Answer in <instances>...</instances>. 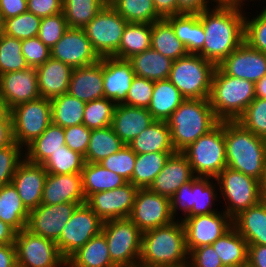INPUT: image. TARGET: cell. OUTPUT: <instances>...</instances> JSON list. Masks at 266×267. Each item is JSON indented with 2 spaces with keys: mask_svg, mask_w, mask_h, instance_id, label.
Listing matches in <instances>:
<instances>
[{
  "mask_svg": "<svg viewBox=\"0 0 266 267\" xmlns=\"http://www.w3.org/2000/svg\"><path fill=\"white\" fill-rule=\"evenodd\" d=\"M244 5L213 3V8L199 14L205 34L200 56L218 66L244 42Z\"/></svg>",
  "mask_w": 266,
  "mask_h": 267,
  "instance_id": "cell-1",
  "label": "cell"
},
{
  "mask_svg": "<svg viewBox=\"0 0 266 267\" xmlns=\"http://www.w3.org/2000/svg\"><path fill=\"white\" fill-rule=\"evenodd\" d=\"M189 252L181 220L143 232L138 267L187 266Z\"/></svg>",
  "mask_w": 266,
  "mask_h": 267,
  "instance_id": "cell-2",
  "label": "cell"
},
{
  "mask_svg": "<svg viewBox=\"0 0 266 267\" xmlns=\"http://www.w3.org/2000/svg\"><path fill=\"white\" fill-rule=\"evenodd\" d=\"M227 166L260 180L266 157V139L237 121H224Z\"/></svg>",
  "mask_w": 266,
  "mask_h": 267,
  "instance_id": "cell-3",
  "label": "cell"
},
{
  "mask_svg": "<svg viewBox=\"0 0 266 267\" xmlns=\"http://www.w3.org/2000/svg\"><path fill=\"white\" fill-rule=\"evenodd\" d=\"M175 151H183L200 136L213 129L220 120L209 99H185L167 119Z\"/></svg>",
  "mask_w": 266,
  "mask_h": 267,
  "instance_id": "cell-4",
  "label": "cell"
},
{
  "mask_svg": "<svg viewBox=\"0 0 266 267\" xmlns=\"http://www.w3.org/2000/svg\"><path fill=\"white\" fill-rule=\"evenodd\" d=\"M255 97L253 82L227 75L216 66L209 101L220 121H236Z\"/></svg>",
  "mask_w": 266,
  "mask_h": 267,
  "instance_id": "cell-5",
  "label": "cell"
},
{
  "mask_svg": "<svg viewBox=\"0 0 266 267\" xmlns=\"http://www.w3.org/2000/svg\"><path fill=\"white\" fill-rule=\"evenodd\" d=\"M216 65L199 54L173 61L168 80L185 99H209Z\"/></svg>",
  "mask_w": 266,
  "mask_h": 267,
  "instance_id": "cell-6",
  "label": "cell"
},
{
  "mask_svg": "<svg viewBox=\"0 0 266 267\" xmlns=\"http://www.w3.org/2000/svg\"><path fill=\"white\" fill-rule=\"evenodd\" d=\"M182 152L186 155L195 176L215 179L227 166L224 121H220Z\"/></svg>",
  "mask_w": 266,
  "mask_h": 267,
  "instance_id": "cell-7",
  "label": "cell"
},
{
  "mask_svg": "<svg viewBox=\"0 0 266 267\" xmlns=\"http://www.w3.org/2000/svg\"><path fill=\"white\" fill-rule=\"evenodd\" d=\"M101 232L116 267L139 266L143 232L129 218L105 221Z\"/></svg>",
  "mask_w": 266,
  "mask_h": 267,
  "instance_id": "cell-8",
  "label": "cell"
},
{
  "mask_svg": "<svg viewBox=\"0 0 266 267\" xmlns=\"http://www.w3.org/2000/svg\"><path fill=\"white\" fill-rule=\"evenodd\" d=\"M226 204L224 211L233 219L262 200L259 180L226 166L215 178Z\"/></svg>",
  "mask_w": 266,
  "mask_h": 267,
  "instance_id": "cell-9",
  "label": "cell"
},
{
  "mask_svg": "<svg viewBox=\"0 0 266 267\" xmlns=\"http://www.w3.org/2000/svg\"><path fill=\"white\" fill-rule=\"evenodd\" d=\"M13 140L24 148L52 123L51 101L38 98L10 109Z\"/></svg>",
  "mask_w": 266,
  "mask_h": 267,
  "instance_id": "cell-10",
  "label": "cell"
},
{
  "mask_svg": "<svg viewBox=\"0 0 266 267\" xmlns=\"http://www.w3.org/2000/svg\"><path fill=\"white\" fill-rule=\"evenodd\" d=\"M214 181L215 183L210 177L195 176L191 181L182 185L170 198L174 220H177L176 216L179 214L177 210L183 212L184 218L218 212L213 208L215 200L218 199V191H215L216 180Z\"/></svg>",
  "mask_w": 266,
  "mask_h": 267,
  "instance_id": "cell-11",
  "label": "cell"
},
{
  "mask_svg": "<svg viewBox=\"0 0 266 267\" xmlns=\"http://www.w3.org/2000/svg\"><path fill=\"white\" fill-rule=\"evenodd\" d=\"M127 23L111 5H105L83 29L100 58L113 57Z\"/></svg>",
  "mask_w": 266,
  "mask_h": 267,
  "instance_id": "cell-12",
  "label": "cell"
},
{
  "mask_svg": "<svg viewBox=\"0 0 266 267\" xmlns=\"http://www.w3.org/2000/svg\"><path fill=\"white\" fill-rule=\"evenodd\" d=\"M17 267H66L53 240L22 229L15 237Z\"/></svg>",
  "mask_w": 266,
  "mask_h": 267,
  "instance_id": "cell-13",
  "label": "cell"
},
{
  "mask_svg": "<svg viewBox=\"0 0 266 267\" xmlns=\"http://www.w3.org/2000/svg\"><path fill=\"white\" fill-rule=\"evenodd\" d=\"M102 225L103 221L86 203L79 205L56 241L61 255L67 260L92 237L98 235L102 231Z\"/></svg>",
  "mask_w": 266,
  "mask_h": 267,
  "instance_id": "cell-14",
  "label": "cell"
},
{
  "mask_svg": "<svg viewBox=\"0 0 266 267\" xmlns=\"http://www.w3.org/2000/svg\"><path fill=\"white\" fill-rule=\"evenodd\" d=\"M185 230L186 247L190 253L194 248L212 245L227 232L232 225V218L223 211L196 215L180 219Z\"/></svg>",
  "mask_w": 266,
  "mask_h": 267,
  "instance_id": "cell-15",
  "label": "cell"
},
{
  "mask_svg": "<svg viewBox=\"0 0 266 267\" xmlns=\"http://www.w3.org/2000/svg\"><path fill=\"white\" fill-rule=\"evenodd\" d=\"M129 219L142 232L168 225L174 221L170 199L148 188L139 189Z\"/></svg>",
  "mask_w": 266,
  "mask_h": 267,
  "instance_id": "cell-16",
  "label": "cell"
},
{
  "mask_svg": "<svg viewBox=\"0 0 266 267\" xmlns=\"http://www.w3.org/2000/svg\"><path fill=\"white\" fill-rule=\"evenodd\" d=\"M86 202L40 204L29 212L26 229L31 233L56 242L75 209Z\"/></svg>",
  "mask_w": 266,
  "mask_h": 267,
  "instance_id": "cell-17",
  "label": "cell"
},
{
  "mask_svg": "<svg viewBox=\"0 0 266 267\" xmlns=\"http://www.w3.org/2000/svg\"><path fill=\"white\" fill-rule=\"evenodd\" d=\"M138 190L128 182L122 187L92 194L86 204L103 222L129 218Z\"/></svg>",
  "mask_w": 266,
  "mask_h": 267,
  "instance_id": "cell-18",
  "label": "cell"
},
{
  "mask_svg": "<svg viewBox=\"0 0 266 267\" xmlns=\"http://www.w3.org/2000/svg\"><path fill=\"white\" fill-rule=\"evenodd\" d=\"M51 57L72 68L88 66L101 58L93 49L84 29L69 28L51 49Z\"/></svg>",
  "mask_w": 266,
  "mask_h": 267,
  "instance_id": "cell-19",
  "label": "cell"
},
{
  "mask_svg": "<svg viewBox=\"0 0 266 267\" xmlns=\"http://www.w3.org/2000/svg\"><path fill=\"white\" fill-rule=\"evenodd\" d=\"M218 67L227 75L256 84L266 75V54L250 47L244 41Z\"/></svg>",
  "mask_w": 266,
  "mask_h": 267,
  "instance_id": "cell-20",
  "label": "cell"
},
{
  "mask_svg": "<svg viewBox=\"0 0 266 267\" xmlns=\"http://www.w3.org/2000/svg\"><path fill=\"white\" fill-rule=\"evenodd\" d=\"M0 97L9 109L40 98L35 67L0 75Z\"/></svg>",
  "mask_w": 266,
  "mask_h": 267,
  "instance_id": "cell-21",
  "label": "cell"
},
{
  "mask_svg": "<svg viewBox=\"0 0 266 267\" xmlns=\"http://www.w3.org/2000/svg\"><path fill=\"white\" fill-rule=\"evenodd\" d=\"M46 178L47 171L42 164L24 158L18 165L12 183L29 212L41 204Z\"/></svg>",
  "mask_w": 266,
  "mask_h": 267,
  "instance_id": "cell-22",
  "label": "cell"
},
{
  "mask_svg": "<svg viewBox=\"0 0 266 267\" xmlns=\"http://www.w3.org/2000/svg\"><path fill=\"white\" fill-rule=\"evenodd\" d=\"M194 177L186 155L181 151H176L170 155L148 189L170 199L182 185Z\"/></svg>",
  "mask_w": 266,
  "mask_h": 267,
  "instance_id": "cell-23",
  "label": "cell"
},
{
  "mask_svg": "<svg viewBox=\"0 0 266 267\" xmlns=\"http://www.w3.org/2000/svg\"><path fill=\"white\" fill-rule=\"evenodd\" d=\"M104 98L122 104L131 87L135 73L128 59L102 57Z\"/></svg>",
  "mask_w": 266,
  "mask_h": 267,
  "instance_id": "cell-24",
  "label": "cell"
},
{
  "mask_svg": "<svg viewBox=\"0 0 266 267\" xmlns=\"http://www.w3.org/2000/svg\"><path fill=\"white\" fill-rule=\"evenodd\" d=\"M65 202H86L82 190V174L47 173L41 204L54 205Z\"/></svg>",
  "mask_w": 266,
  "mask_h": 267,
  "instance_id": "cell-25",
  "label": "cell"
},
{
  "mask_svg": "<svg viewBox=\"0 0 266 267\" xmlns=\"http://www.w3.org/2000/svg\"><path fill=\"white\" fill-rule=\"evenodd\" d=\"M67 93L85 103L104 98L103 60L73 68Z\"/></svg>",
  "mask_w": 266,
  "mask_h": 267,
  "instance_id": "cell-26",
  "label": "cell"
},
{
  "mask_svg": "<svg viewBox=\"0 0 266 267\" xmlns=\"http://www.w3.org/2000/svg\"><path fill=\"white\" fill-rule=\"evenodd\" d=\"M154 121L147 108L116 104L111 126L123 143L128 145Z\"/></svg>",
  "mask_w": 266,
  "mask_h": 267,
  "instance_id": "cell-27",
  "label": "cell"
},
{
  "mask_svg": "<svg viewBox=\"0 0 266 267\" xmlns=\"http://www.w3.org/2000/svg\"><path fill=\"white\" fill-rule=\"evenodd\" d=\"M36 70L40 97L51 100L68 92L73 71L71 66L50 57Z\"/></svg>",
  "mask_w": 266,
  "mask_h": 267,
  "instance_id": "cell-28",
  "label": "cell"
},
{
  "mask_svg": "<svg viewBox=\"0 0 266 267\" xmlns=\"http://www.w3.org/2000/svg\"><path fill=\"white\" fill-rule=\"evenodd\" d=\"M232 225L248 245H266V206L262 200L235 216Z\"/></svg>",
  "mask_w": 266,
  "mask_h": 267,
  "instance_id": "cell-29",
  "label": "cell"
},
{
  "mask_svg": "<svg viewBox=\"0 0 266 267\" xmlns=\"http://www.w3.org/2000/svg\"><path fill=\"white\" fill-rule=\"evenodd\" d=\"M188 54H198L204 46L205 34L199 14H180L165 18Z\"/></svg>",
  "mask_w": 266,
  "mask_h": 267,
  "instance_id": "cell-30",
  "label": "cell"
},
{
  "mask_svg": "<svg viewBox=\"0 0 266 267\" xmlns=\"http://www.w3.org/2000/svg\"><path fill=\"white\" fill-rule=\"evenodd\" d=\"M128 146L136 154L150 152H176L171 141L170 129L166 121L155 120L134 138Z\"/></svg>",
  "mask_w": 266,
  "mask_h": 267,
  "instance_id": "cell-31",
  "label": "cell"
},
{
  "mask_svg": "<svg viewBox=\"0 0 266 267\" xmlns=\"http://www.w3.org/2000/svg\"><path fill=\"white\" fill-rule=\"evenodd\" d=\"M66 267H116L108 250L105 235L100 232L67 260Z\"/></svg>",
  "mask_w": 266,
  "mask_h": 267,
  "instance_id": "cell-32",
  "label": "cell"
},
{
  "mask_svg": "<svg viewBox=\"0 0 266 267\" xmlns=\"http://www.w3.org/2000/svg\"><path fill=\"white\" fill-rule=\"evenodd\" d=\"M185 98L168 80L154 81L152 99L147 108L157 121H167L171 114L182 104Z\"/></svg>",
  "mask_w": 266,
  "mask_h": 267,
  "instance_id": "cell-33",
  "label": "cell"
},
{
  "mask_svg": "<svg viewBox=\"0 0 266 267\" xmlns=\"http://www.w3.org/2000/svg\"><path fill=\"white\" fill-rule=\"evenodd\" d=\"M82 190L86 200L94 193L122 187L128 181L99 163L85 162L82 170Z\"/></svg>",
  "mask_w": 266,
  "mask_h": 267,
  "instance_id": "cell-34",
  "label": "cell"
},
{
  "mask_svg": "<svg viewBox=\"0 0 266 267\" xmlns=\"http://www.w3.org/2000/svg\"><path fill=\"white\" fill-rule=\"evenodd\" d=\"M212 246L224 267L247 266L248 243L233 226Z\"/></svg>",
  "mask_w": 266,
  "mask_h": 267,
  "instance_id": "cell-35",
  "label": "cell"
},
{
  "mask_svg": "<svg viewBox=\"0 0 266 267\" xmlns=\"http://www.w3.org/2000/svg\"><path fill=\"white\" fill-rule=\"evenodd\" d=\"M64 145V128L52 122L39 137L25 147V158L32 163L43 164Z\"/></svg>",
  "mask_w": 266,
  "mask_h": 267,
  "instance_id": "cell-36",
  "label": "cell"
},
{
  "mask_svg": "<svg viewBox=\"0 0 266 267\" xmlns=\"http://www.w3.org/2000/svg\"><path fill=\"white\" fill-rule=\"evenodd\" d=\"M128 60L132 64L135 76L152 81L168 79L173 64V60L152 48L135 54Z\"/></svg>",
  "mask_w": 266,
  "mask_h": 267,
  "instance_id": "cell-37",
  "label": "cell"
},
{
  "mask_svg": "<svg viewBox=\"0 0 266 267\" xmlns=\"http://www.w3.org/2000/svg\"><path fill=\"white\" fill-rule=\"evenodd\" d=\"M29 211L23 205L13 183L0 187V219L16 232L26 228Z\"/></svg>",
  "mask_w": 266,
  "mask_h": 267,
  "instance_id": "cell-38",
  "label": "cell"
},
{
  "mask_svg": "<svg viewBox=\"0 0 266 267\" xmlns=\"http://www.w3.org/2000/svg\"><path fill=\"white\" fill-rule=\"evenodd\" d=\"M151 48L173 61L188 54L165 18L152 23Z\"/></svg>",
  "mask_w": 266,
  "mask_h": 267,
  "instance_id": "cell-39",
  "label": "cell"
},
{
  "mask_svg": "<svg viewBox=\"0 0 266 267\" xmlns=\"http://www.w3.org/2000/svg\"><path fill=\"white\" fill-rule=\"evenodd\" d=\"M124 145L112 126L92 129L84 160L87 163H99L118 152Z\"/></svg>",
  "mask_w": 266,
  "mask_h": 267,
  "instance_id": "cell-40",
  "label": "cell"
},
{
  "mask_svg": "<svg viewBox=\"0 0 266 267\" xmlns=\"http://www.w3.org/2000/svg\"><path fill=\"white\" fill-rule=\"evenodd\" d=\"M174 152H150L136 154L132 178L129 181L139 189L149 188Z\"/></svg>",
  "mask_w": 266,
  "mask_h": 267,
  "instance_id": "cell-41",
  "label": "cell"
},
{
  "mask_svg": "<svg viewBox=\"0 0 266 267\" xmlns=\"http://www.w3.org/2000/svg\"><path fill=\"white\" fill-rule=\"evenodd\" d=\"M152 24L127 23L118 51L113 57L130 59L151 48Z\"/></svg>",
  "mask_w": 266,
  "mask_h": 267,
  "instance_id": "cell-42",
  "label": "cell"
},
{
  "mask_svg": "<svg viewBox=\"0 0 266 267\" xmlns=\"http://www.w3.org/2000/svg\"><path fill=\"white\" fill-rule=\"evenodd\" d=\"M52 122L63 128L83 124L86 103L69 93H64L50 100Z\"/></svg>",
  "mask_w": 266,
  "mask_h": 267,
  "instance_id": "cell-43",
  "label": "cell"
},
{
  "mask_svg": "<svg viewBox=\"0 0 266 267\" xmlns=\"http://www.w3.org/2000/svg\"><path fill=\"white\" fill-rule=\"evenodd\" d=\"M128 23L152 24L162 18L153 0H117L111 5Z\"/></svg>",
  "mask_w": 266,
  "mask_h": 267,
  "instance_id": "cell-44",
  "label": "cell"
},
{
  "mask_svg": "<svg viewBox=\"0 0 266 267\" xmlns=\"http://www.w3.org/2000/svg\"><path fill=\"white\" fill-rule=\"evenodd\" d=\"M103 6L102 0H63V14L69 28L83 29Z\"/></svg>",
  "mask_w": 266,
  "mask_h": 267,
  "instance_id": "cell-45",
  "label": "cell"
},
{
  "mask_svg": "<svg viewBox=\"0 0 266 267\" xmlns=\"http://www.w3.org/2000/svg\"><path fill=\"white\" fill-rule=\"evenodd\" d=\"M84 164L83 155L64 145L60 150L52 153L42 165L50 174H71L82 173Z\"/></svg>",
  "mask_w": 266,
  "mask_h": 267,
  "instance_id": "cell-46",
  "label": "cell"
},
{
  "mask_svg": "<svg viewBox=\"0 0 266 267\" xmlns=\"http://www.w3.org/2000/svg\"><path fill=\"white\" fill-rule=\"evenodd\" d=\"M28 68L22 54V41L4 34L0 40V75Z\"/></svg>",
  "mask_w": 266,
  "mask_h": 267,
  "instance_id": "cell-47",
  "label": "cell"
},
{
  "mask_svg": "<svg viewBox=\"0 0 266 267\" xmlns=\"http://www.w3.org/2000/svg\"><path fill=\"white\" fill-rule=\"evenodd\" d=\"M115 107L116 104L107 98L87 102L83 124L91 130L111 126Z\"/></svg>",
  "mask_w": 266,
  "mask_h": 267,
  "instance_id": "cell-48",
  "label": "cell"
},
{
  "mask_svg": "<svg viewBox=\"0 0 266 267\" xmlns=\"http://www.w3.org/2000/svg\"><path fill=\"white\" fill-rule=\"evenodd\" d=\"M41 18L31 12H24L16 17L4 20V34L25 40L38 35Z\"/></svg>",
  "mask_w": 266,
  "mask_h": 267,
  "instance_id": "cell-49",
  "label": "cell"
},
{
  "mask_svg": "<svg viewBox=\"0 0 266 267\" xmlns=\"http://www.w3.org/2000/svg\"><path fill=\"white\" fill-rule=\"evenodd\" d=\"M236 121L245 129L266 139V99L255 97Z\"/></svg>",
  "mask_w": 266,
  "mask_h": 267,
  "instance_id": "cell-50",
  "label": "cell"
},
{
  "mask_svg": "<svg viewBox=\"0 0 266 267\" xmlns=\"http://www.w3.org/2000/svg\"><path fill=\"white\" fill-rule=\"evenodd\" d=\"M244 19V41L257 51L266 54V6L253 19Z\"/></svg>",
  "mask_w": 266,
  "mask_h": 267,
  "instance_id": "cell-51",
  "label": "cell"
},
{
  "mask_svg": "<svg viewBox=\"0 0 266 267\" xmlns=\"http://www.w3.org/2000/svg\"><path fill=\"white\" fill-rule=\"evenodd\" d=\"M135 161L136 153L128 145H124L118 152L106 157L99 164L129 182L132 178Z\"/></svg>",
  "mask_w": 266,
  "mask_h": 267,
  "instance_id": "cell-52",
  "label": "cell"
},
{
  "mask_svg": "<svg viewBox=\"0 0 266 267\" xmlns=\"http://www.w3.org/2000/svg\"><path fill=\"white\" fill-rule=\"evenodd\" d=\"M24 158V148L15 141L0 149V187L12 182L16 169Z\"/></svg>",
  "mask_w": 266,
  "mask_h": 267,
  "instance_id": "cell-53",
  "label": "cell"
},
{
  "mask_svg": "<svg viewBox=\"0 0 266 267\" xmlns=\"http://www.w3.org/2000/svg\"><path fill=\"white\" fill-rule=\"evenodd\" d=\"M69 29L66 18L62 13L41 18L37 37L50 49L61 39Z\"/></svg>",
  "mask_w": 266,
  "mask_h": 267,
  "instance_id": "cell-54",
  "label": "cell"
},
{
  "mask_svg": "<svg viewBox=\"0 0 266 267\" xmlns=\"http://www.w3.org/2000/svg\"><path fill=\"white\" fill-rule=\"evenodd\" d=\"M154 81L135 76L127 92L126 100L122 104L148 108L152 99Z\"/></svg>",
  "mask_w": 266,
  "mask_h": 267,
  "instance_id": "cell-55",
  "label": "cell"
},
{
  "mask_svg": "<svg viewBox=\"0 0 266 267\" xmlns=\"http://www.w3.org/2000/svg\"><path fill=\"white\" fill-rule=\"evenodd\" d=\"M22 54L29 67H38L51 57V49L37 36L22 40Z\"/></svg>",
  "mask_w": 266,
  "mask_h": 267,
  "instance_id": "cell-56",
  "label": "cell"
},
{
  "mask_svg": "<svg viewBox=\"0 0 266 267\" xmlns=\"http://www.w3.org/2000/svg\"><path fill=\"white\" fill-rule=\"evenodd\" d=\"M92 130L84 124L64 128L65 145L71 150L85 156Z\"/></svg>",
  "mask_w": 266,
  "mask_h": 267,
  "instance_id": "cell-57",
  "label": "cell"
},
{
  "mask_svg": "<svg viewBox=\"0 0 266 267\" xmlns=\"http://www.w3.org/2000/svg\"><path fill=\"white\" fill-rule=\"evenodd\" d=\"M188 267H224L212 245L194 248L189 253Z\"/></svg>",
  "mask_w": 266,
  "mask_h": 267,
  "instance_id": "cell-58",
  "label": "cell"
},
{
  "mask_svg": "<svg viewBox=\"0 0 266 267\" xmlns=\"http://www.w3.org/2000/svg\"><path fill=\"white\" fill-rule=\"evenodd\" d=\"M28 12L44 18L63 12V0H27Z\"/></svg>",
  "mask_w": 266,
  "mask_h": 267,
  "instance_id": "cell-59",
  "label": "cell"
},
{
  "mask_svg": "<svg viewBox=\"0 0 266 267\" xmlns=\"http://www.w3.org/2000/svg\"><path fill=\"white\" fill-rule=\"evenodd\" d=\"M27 0H0V16L5 19L27 12Z\"/></svg>",
  "mask_w": 266,
  "mask_h": 267,
  "instance_id": "cell-60",
  "label": "cell"
},
{
  "mask_svg": "<svg viewBox=\"0 0 266 267\" xmlns=\"http://www.w3.org/2000/svg\"><path fill=\"white\" fill-rule=\"evenodd\" d=\"M210 0H177V8L180 14H200L210 8Z\"/></svg>",
  "mask_w": 266,
  "mask_h": 267,
  "instance_id": "cell-61",
  "label": "cell"
},
{
  "mask_svg": "<svg viewBox=\"0 0 266 267\" xmlns=\"http://www.w3.org/2000/svg\"><path fill=\"white\" fill-rule=\"evenodd\" d=\"M247 266L266 267V245H248Z\"/></svg>",
  "mask_w": 266,
  "mask_h": 267,
  "instance_id": "cell-62",
  "label": "cell"
},
{
  "mask_svg": "<svg viewBox=\"0 0 266 267\" xmlns=\"http://www.w3.org/2000/svg\"><path fill=\"white\" fill-rule=\"evenodd\" d=\"M0 267H17L15 244H0Z\"/></svg>",
  "mask_w": 266,
  "mask_h": 267,
  "instance_id": "cell-63",
  "label": "cell"
},
{
  "mask_svg": "<svg viewBox=\"0 0 266 267\" xmlns=\"http://www.w3.org/2000/svg\"><path fill=\"white\" fill-rule=\"evenodd\" d=\"M157 14L162 18L180 15L177 0H153Z\"/></svg>",
  "mask_w": 266,
  "mask_h": 267,
  "instance_id": "cell-64",
  "label": "cell"
},
{
  "mask_svg": "<svg viewBox=\"0 0 266 267\" xmlns=\"http://www.w3.org/2000/svg\"><path fill=\"white\" fill-rule=\"evenodd\" d=\"M16 231L0 219V244H15Z\"/></svg>",
  "mask_w": 266,
  "mask_h": 267,
  "instance_id": "cell-65",
  "label": "cell"
},
{
  "mask_svg": "<svg viewBox=\"0 0 266 267\" xmlns=\"http://www.w3.org/2000/svg\"><path fill=\"white\" fill-rule=\"evenodd\" d=\"M13 142L12 123H0V149Z\"/></svg>",
  "mask_w": 266,
  "mask_h": 267,
  "instance_id": "cell-66",
  "label": "cell"
},
{
  "mask_svg": "<svg viewBox=\"0 0 266 267\" xmlns=\"http://www.w3.org/2000/svg\"><path fill=\"white\" fill-rule=\"evenodd\" d=\"M0 123H12L10 109L0 97Z\"/></svg>",
  "mask_w": 266,
  "mask_h": 267,
  "instance_id": "cell-67",
  "label": "cell"
},
{
  "mask_svg": "<svg viewBox=\"0 0 266 267\" xmlns=\"http://www.w3.org/2000/svg\"><path fill=\"white\" fill-rule=\"evenodd\" d=\"M256 97L266 99V75L255 84Z\"/></svg>",
  "mask_w": 266,
  "mask_h": 267,
  "instance_id": "cell-68",
  "label": "cell"
},
{
  "mask_svg": "<svg viewBox=\"0 0 266 267\" xmlns=\"http://www.w3.org/2000/svg\"><path fill=\"white\" fill-rule=\"evenodd\" d=\"M259 182H260L261 191L265 192L266 191V157H265V160H264V167H263L262 177L259 180Z\"/></svg>",
  "mask_w": 266,
  "mask_h": 267,
  "instance_id": "cell-69",
  "label": "cell"
},
{
  "mask_svg": "<svg viewBox=\"0 0 266 267\" xmlns=\"http://www.w3.org/2000/svg\"><path fill=\"white\" fill-rule=\"evenodd\" d=\"M215 4H240L245 2L246 0H210Z\"/></svg>",
  "mask_w": 266,
  "mask_h": 267,
  "instance_id": "cell-70",
  "label": "cell"
},
{
  "mask_svg": "<svg viewBox=\"0 0 266 267\" xmlns=\"http://www.w3.org/2000/svg\"><path fill=\"white\" fill-rule=\"evenodd\" d=\"M3 36H4V20L0 16V40L2 39Z\"/></svg>",
  "mask_w": 266,
  "mask_h": 267,
  "instance_id": "cell-71",
  "label": "cell"
},
{
  "mask_svg": "<svg viewBox=\"0 0 266 267\" xmlns=\"http://www.w3.org/2000/svg\"><path fill=\"white\" fill-rule=\"evenodd\" d=\"M117 0H102L104 5H112Z\"/></svg>",
  "mask_w": 266,
  "mask_h": 267,
  "instance_id": "cell-72",
  "label": "cell"
},
{
  "mask_svg": "<svg viewBox=\"0 0 266 267\" xmlns=\"http://www.w3.org/2000/svg\"><path fill=\"white\" fill-rule=\"evenodd\" d=\"M262 202L265 204L266 206V191L262 192Z\"/></svg>",
  "mask_w": 266,
  "mask_h": 267,
  "instance_id": "cell-73",
  "label": "cell"
}]
</instances>
